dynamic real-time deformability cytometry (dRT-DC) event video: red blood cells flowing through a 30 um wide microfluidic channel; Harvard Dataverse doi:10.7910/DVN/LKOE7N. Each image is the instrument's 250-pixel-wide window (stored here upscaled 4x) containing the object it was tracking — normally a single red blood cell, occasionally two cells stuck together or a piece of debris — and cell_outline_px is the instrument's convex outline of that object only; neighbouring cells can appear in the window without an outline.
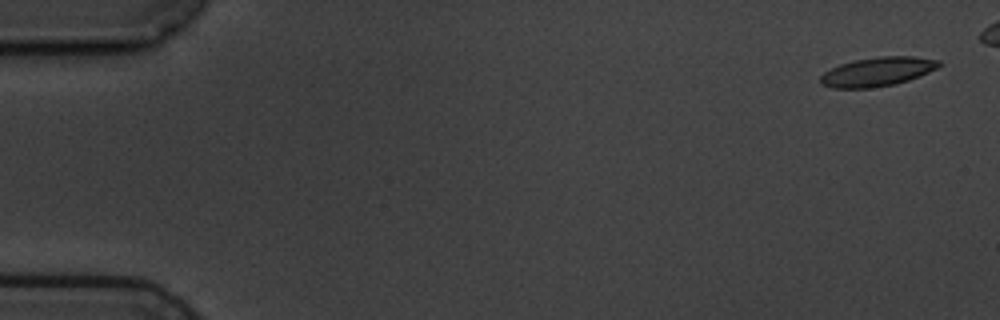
{"species": "common noctule bat (a hibernating species)", "species_latin": "Nyctalus noctula", "temperature_condition": "cold", "stored_images_in_passage": 6, "camera_frame_rate_fps": 3000, "um_per_image_px": 0.085, "animal": {"sex": "male", "body_mass_g": 19.5, "forearm_length_mm": 54.6}, "frame": {"image": 1, "passage_image": 1, "time_ms": 0.0, "image_size_px": [1000, 320], "cell_outline_px": [[940, 64], [936, 68], [920, 76], [896, 84], [868, 88], [832, 88], [820, 84], [820, 76], [824, 72], [840, 64], [856, 60], [880, 56], [912, 56], [940, 60]], "centroid_in_image_um": [74.56, 6.1], "position_along_channel_um": 10.4, "area_um2": 19.94}}